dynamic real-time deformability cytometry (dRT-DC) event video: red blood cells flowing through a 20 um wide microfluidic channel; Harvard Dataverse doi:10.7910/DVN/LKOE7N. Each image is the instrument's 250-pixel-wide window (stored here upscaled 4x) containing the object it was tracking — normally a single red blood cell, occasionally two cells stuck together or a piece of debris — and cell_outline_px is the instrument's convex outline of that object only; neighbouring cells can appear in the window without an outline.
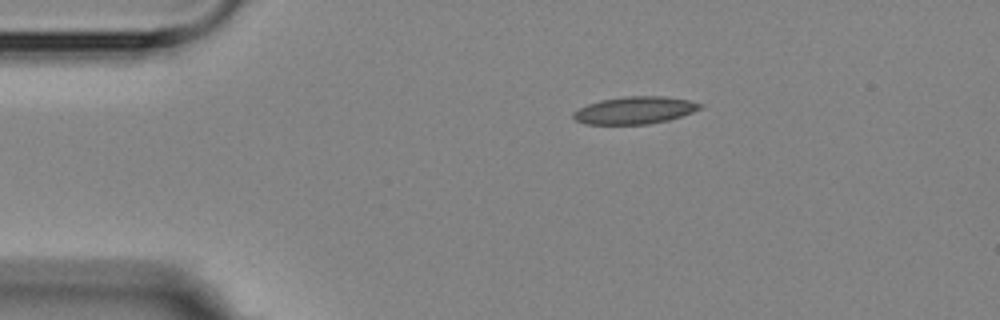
{"species": "Egyptian fruit bat (a non-hibernating species)", "species_latin": "Rousettus aegyptiacus", "temperature_condition": "room temperature", "stored_images_in_passage": 3, "camera_frame_rate_fps": 3000, "um_per_image_px": 0.085, "animal": {"sex": "female"}, "frame": {"image": 1, "passage_image": 1, "time_ms": 0.0, "image_size_px": [1000, 320], "cell_outline_px": [[704, 108], [668, 120], [648, 124], [584, 124], [576, 120], [572, 116], [572, 112], [588, 104], [600, 100], [624, 96], [664, 96], [688, 100], [704, 104]], "centroid_in_image_um": [53.97, 9.37], "position_along_channel_um": 31.0, "area_um2": 20.23}}
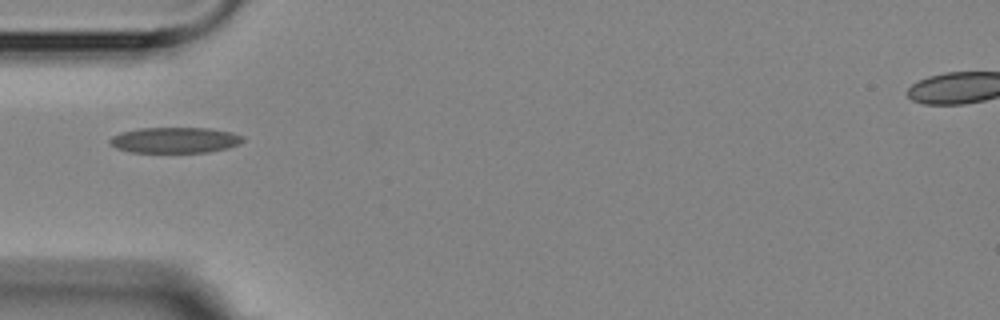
{"frame": {"image": 2, "passage_image": 3, "time_ms": 2.333, "image_size_px": [1000, 320], "cell_outline_px": [[244, 140], [240, 144], [228, 148], [208, 152], [128, 152], [116, 148], [108, 144], [108, 140], [112, 136], [120, 132], [140, 128], [208, 128], [232, 132], [244, 136]], "centroid_in_image_um": [14.85, 11.91], "position_along_channel_um": 70.1, "area_um2": 20.17}}